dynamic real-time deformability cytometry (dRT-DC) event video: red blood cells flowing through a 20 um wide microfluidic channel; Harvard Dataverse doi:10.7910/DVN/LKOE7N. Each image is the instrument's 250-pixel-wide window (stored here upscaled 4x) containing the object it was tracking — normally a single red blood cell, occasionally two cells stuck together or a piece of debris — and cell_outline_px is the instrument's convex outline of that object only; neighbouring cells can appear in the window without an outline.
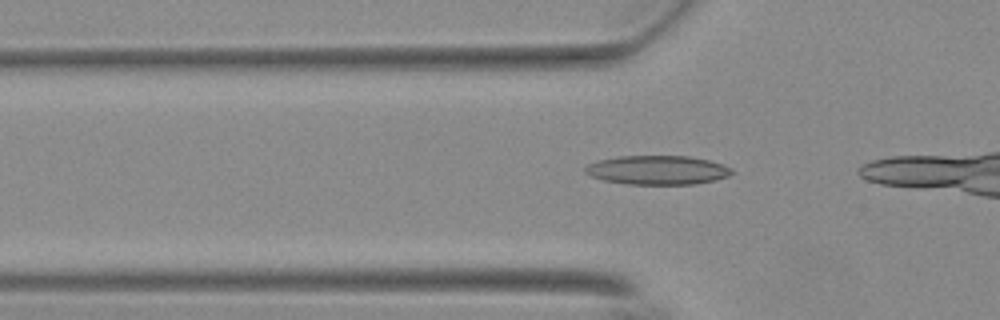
{"species": "Egyptian fruit bat (a non-hibernating species)", "species_latin": "Rousettus aegyptiacus", "temperature_condition": "warm", "stored_images_in_passage": 17, "camera_frame_rate_fps": 3000, "um_per_image_px": 0.085, "animal": {"sex": "female"}, "frame": {"image": 1, "passage_image": 12, "time_ms": 3.667, "image_size_px": [1000, 320], "cell_outline_px": [[732, 172], [728, 176], [696, 184], [628, 184], [604, 180], [588, 176], [584, 172], [584, 168], [588, 164], [600, 160], [620, 156], [688, 156], [708, 160], [732, 168]], "centroid_in_image_um": [55.84, 14.45], "position_along_channel_um": 70.0, "area_um2": 24.62}}
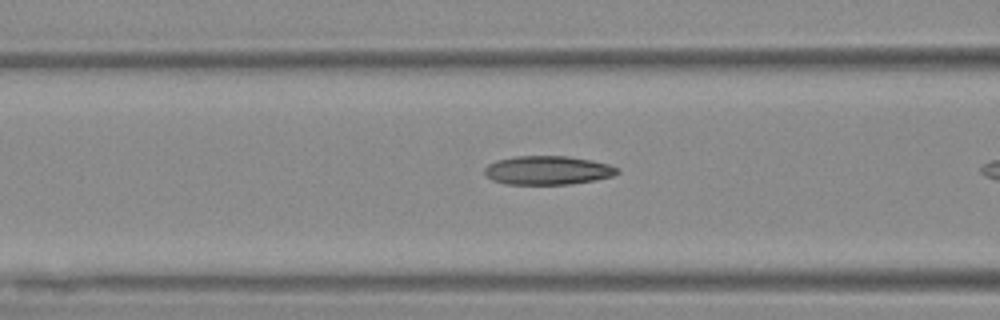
{"frame": {"image": 2, "passage_image": 16, "time_ms": 5.0, "image_size_px": [1000, 320], "cell_outline_px": [[620, 172], [612, 176], [596, 180], [568, 184], [504, 184], [492, 180], [484, 172], [484, 168], [488, 164], [496, 160], [516, 156], [568, 156], [592, 160], [608, 164], [620, 168]], "centroid_in_image_um": [46.57, 14.47], "position_along_channel_um": 120.0, "area_um2": 22.37}}